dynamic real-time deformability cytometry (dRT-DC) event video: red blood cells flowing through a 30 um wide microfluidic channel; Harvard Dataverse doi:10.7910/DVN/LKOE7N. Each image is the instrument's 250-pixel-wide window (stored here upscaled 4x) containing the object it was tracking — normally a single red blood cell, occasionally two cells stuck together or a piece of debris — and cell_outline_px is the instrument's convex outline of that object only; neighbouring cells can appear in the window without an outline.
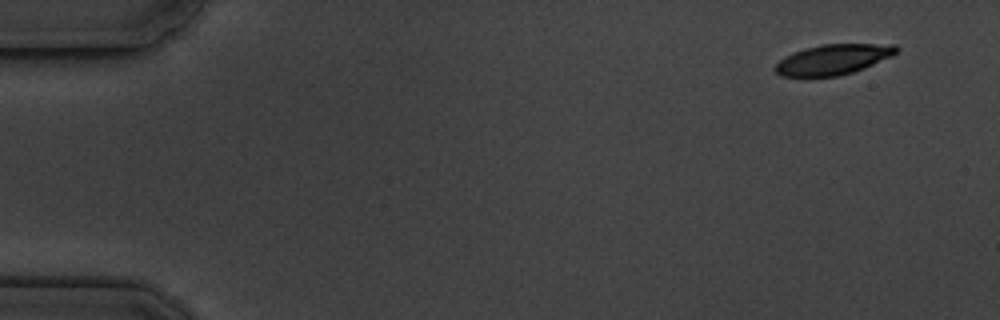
{"species": "common noctule bat (a hibernating species)", "species_latin": "Nyctalus noctula", "temperature_condition": "cold", "stored_images_in_passage": 5, "camera_frame_rate_fps": 3000, "um_per_image_px": 0.085, "animal": {"sex": "male", "body_mass_g": 19.5, "forearm_length_mm": 54.6}, "frame": {"image": 1, "passage_image": 1, "time_ms": 0.0, "image_size_px": [1000, 320], "cell_outline_px": [[900, 48], [892, 56], [864, 68], [852, 72], [836, 76], [780, 76], [772, 68], [780, 60], [792, 52], [804, 48], [820, 44], [896, 44]], "centroid_in_image_um": [70.81, 5.04], "position_along_channel_um": 14.2, "area_um2": 21.39}}